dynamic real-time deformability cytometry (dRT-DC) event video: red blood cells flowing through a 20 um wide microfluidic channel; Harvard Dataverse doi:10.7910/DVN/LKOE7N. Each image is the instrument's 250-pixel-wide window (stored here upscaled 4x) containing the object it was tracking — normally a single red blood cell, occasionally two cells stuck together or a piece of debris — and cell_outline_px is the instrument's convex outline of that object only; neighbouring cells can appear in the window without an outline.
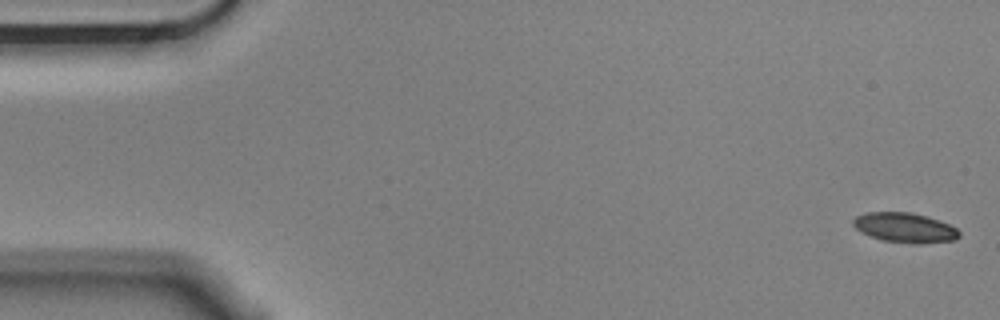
{"species": "Egyptian fruit bat (a non-hibernating species)", "species_latin": "Rousettus aegyptiacus", "temperature_condition": "cold", "stored_images_in_passage": 5, "camera_frame_rate_fps": 3000, "um_per_image_px": 0.085, "animal": {"sex": "male"}, "frame": {"image": 1, "passage_image": 1, "time_ms": 0.0, "image_size_px": [1000, 320], "cell_outline_px": [[960, 236], [956, 240], [920, 244], [884, 240], [872, 236], [856, 228], [852, 224], [852, 220], [856, 216], [868, 212], [908, 212], [940, 220], [956, 228], [960, 232]], "centroid_in_image_um": [76.95, 19.35], "position_along_channel_um": 8.1, "area_um2": 18.15}}
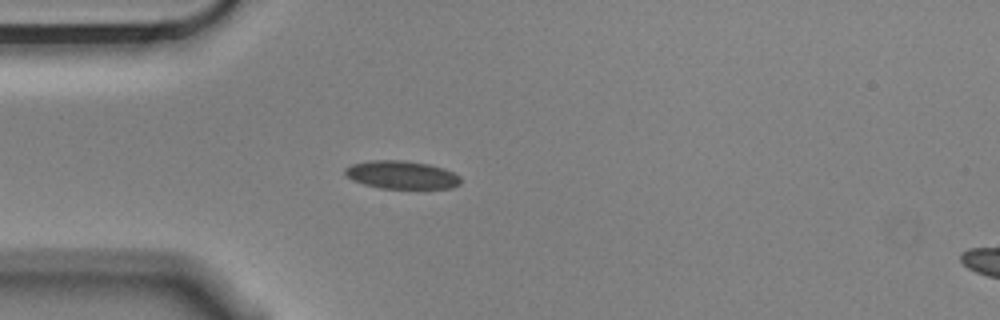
{"frame": {"image": 2, "passage_image": 5, "time_ms": 1.333, "image_size_px": [1000, 320], "cell_outline_px": [[460, 184], [452, 188], [380, 188], [364, 184], [352, 180], [344, 172], [344, 168], [352, 164], [368, 160], [404, 160], [428, 164], [444, 168], [460, 176]], "centroid_in_image_um": [34.13, 14.85], "position_along_channel_um": 50.9, "area_um2": 18.9}}